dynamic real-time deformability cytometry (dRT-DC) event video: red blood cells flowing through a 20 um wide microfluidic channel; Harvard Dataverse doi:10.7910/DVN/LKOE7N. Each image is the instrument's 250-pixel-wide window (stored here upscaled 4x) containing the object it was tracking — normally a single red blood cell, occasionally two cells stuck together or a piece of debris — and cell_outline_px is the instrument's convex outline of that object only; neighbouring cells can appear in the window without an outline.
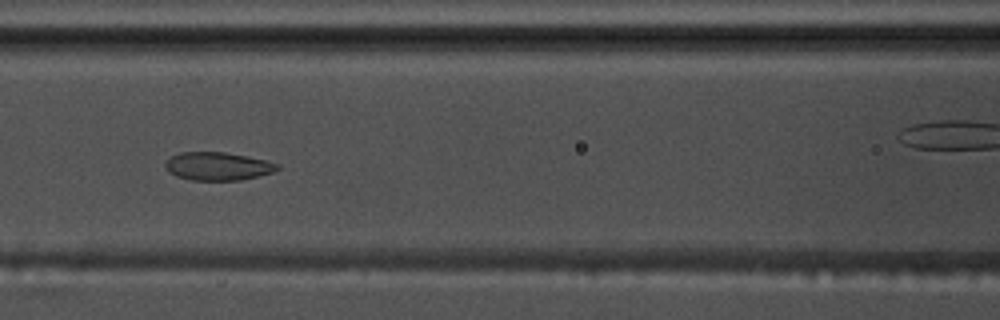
{"species": "common noctule bat (a hibernating species)", "species_latin": "Nyctalus noctula", "temperature_condition": "warm", "stored_images_in_passage": 46, "camera_frame_rate_fps": 3000, "um_per_image_px": 0.085, "animal": {"sex": "male", "body_mass_g": 17.5, "forearm_length_mm": 52.3}, "frame": {"image": 1, "passage_image": 14, "time_ms": 4.333, "image_size_px": [1000, 320], "cell_outline_px": [[280, 168], [272, 172], [240, 180], [192, 180], [176, 176], [168, 172], [164, 168], [164, 164], [172, 156], [180, 152], [224, 152], [248, 156], [280, 164]], "centroid_in_image_um": [18.49, 14.13], "position_along_channel_um": 148.1, "area_um2": 18.32}}
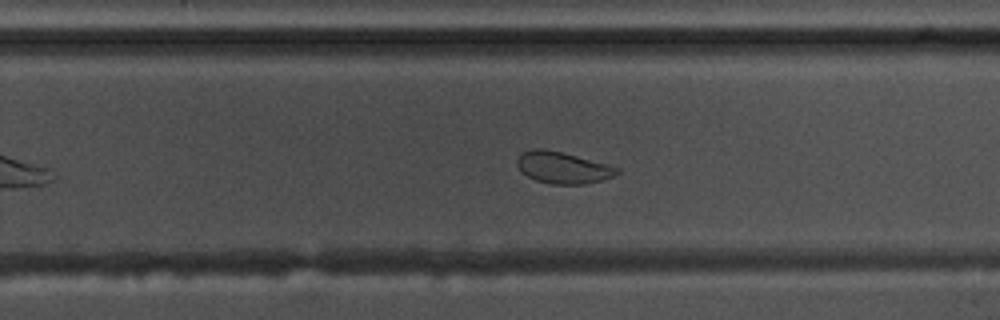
{"frame": {"image": 2, "passage_image": 25, "time_ms": 8.0, "image_size_px": [1000, 320], "cell_outline_px": [[620, 172], [616, 176], [604, 180], [584, 184], [552, 184], [536, 180], [520, 172], [516, 164], [516, 160], [524, 152], [532, 148], [544, 148], [608, 164], [620, 168]], "centroid_in_image_um": [47.86, 14.26], "position_along_channel_um": 281.9, "area_um2": 18.5}}
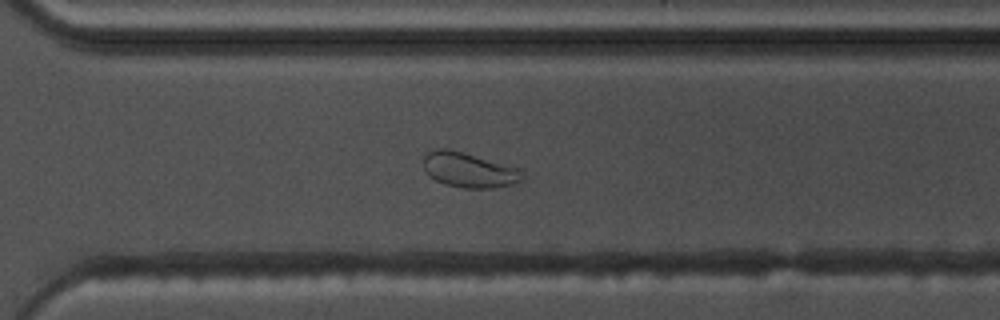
{"frame": {"image": 3, "passage_image": 29, "time_ms": 9.333, "image_size_px": [1000, 320], "cell_outline_px": [[524, 180], [512, 184], [496, 188], [464, 188], [444, 184], [428, 176], [424, 172], [424, 156], [428, 152], [440, 148], [448, 148], [464, 152], [516, 168], [524, 176]], "centroid_in_image_um": [39.82, 14.46], "position_along_channel_um": 330.8, "area_um2": 20.06}, "authors_computed_cell_mechanics": {"area_um2": 21.5016, "velocity_mm_per_s": 3.6637, "shape_relaxation_time_tau1_ms": 9.3333, "shape_relaxation_time_tau2_ms": 1.1214, "deformation_change_tau1": 0.1782, "deformation_change_tau2": 0.0642}}